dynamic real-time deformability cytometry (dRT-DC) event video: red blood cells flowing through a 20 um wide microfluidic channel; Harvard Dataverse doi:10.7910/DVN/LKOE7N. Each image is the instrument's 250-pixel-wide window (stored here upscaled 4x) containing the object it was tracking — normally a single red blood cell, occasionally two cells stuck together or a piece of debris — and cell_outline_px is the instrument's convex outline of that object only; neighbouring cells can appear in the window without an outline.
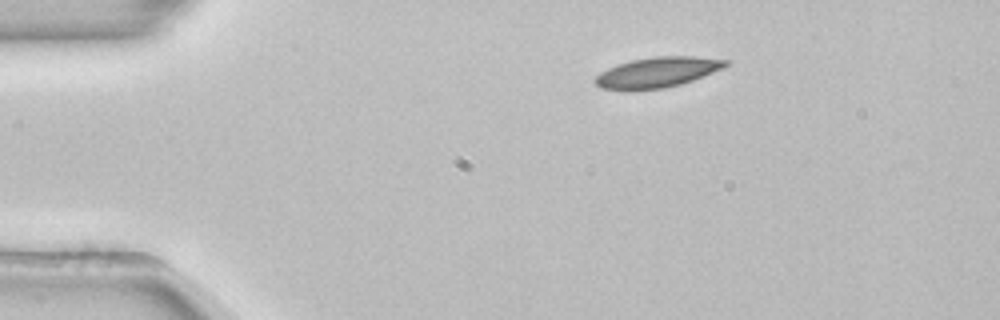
{"species": "common noctule bat (a hibernating species)", "species_latin": "Nyctalus noctula", "temperature_condition": "room temperature", "stored_images_in_passage": 45, "camera_frame_rate_fps": 3000, "um_per_image_px": 0.085, "animal": {"sex": "female", "body_mass_g": 22.7, "forearm_length_mm": 54.2}, "frame": {"image": 1, "passage_image": 1, "time_ms": 0.0, "image_size_px": [1000, 320], "cell_outline_px": [[732, 60], [724, 68], [692, 80], [680, 84], [664, 88], [600, 88], [592, 80], [600, 72], [616, 64], [632, 60], [656, 56], [696, 56]], "centroid_in_image_um": [55.93, 6.1], "position_along_channel_um": 29.1, "area_um2": 22.66}}
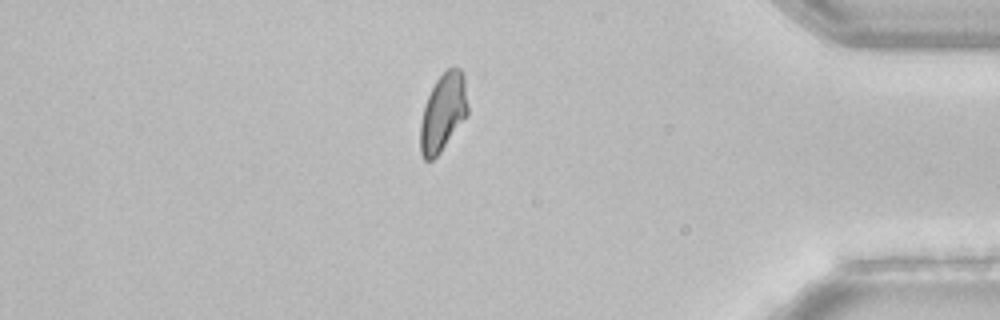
{"frame": {"image": 2, "passage_image": 37, "time_ms": 12.0, "image_size_px": [1000, 320], "cell_outline_px": [[468, 116], [440, 152], [432, 160], [424, 160], [420, 152], [420, 124], [424, 104], [436, 80], [448, 68], [460, 68], [464, 72], [468, 104]], "centroid_in_image_um": [37.67, 9.55], "position_along_channel_um": 397.5, "area_um2": 21.73}}
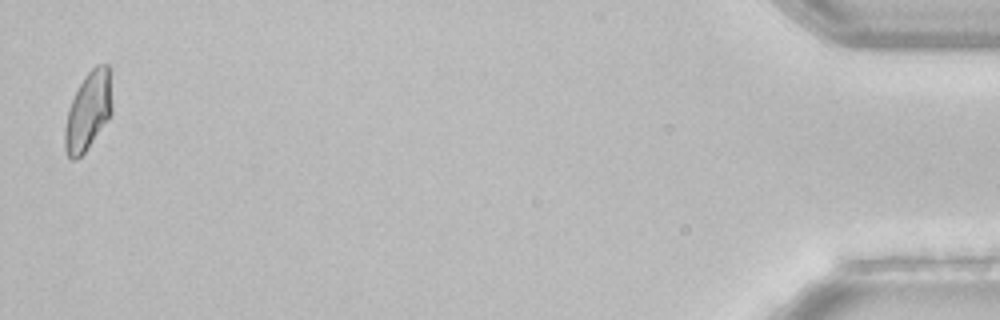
{"frame": {"image": 3, "passage_image": 44, "time_ms": 14.333, "image_size_px": [1000, 320], "cell_outline_px": [[112, 112], [88, 148], [76, 160], [72, 160], [68, 156], [64, 148], [64, 128], [68, 108], [84, 76], [96, 64], [108, 64], [112, 68]], "centroid_in_image_um": [7.52, 9.38], "position_along_channel_um": 427.7, "area_um2": 21.91}, "authors_computed_cell_mechanics": {"area_um2": 22.3108, "velocity_mm_per_s": 3.8614, "shape_relaxation_time_tau1_ms": 9.5072, "shape_relaxation_time_tau2_ms": null, "deformation_change_tau1": 0.1728, "deformation_change_tau2": null}}